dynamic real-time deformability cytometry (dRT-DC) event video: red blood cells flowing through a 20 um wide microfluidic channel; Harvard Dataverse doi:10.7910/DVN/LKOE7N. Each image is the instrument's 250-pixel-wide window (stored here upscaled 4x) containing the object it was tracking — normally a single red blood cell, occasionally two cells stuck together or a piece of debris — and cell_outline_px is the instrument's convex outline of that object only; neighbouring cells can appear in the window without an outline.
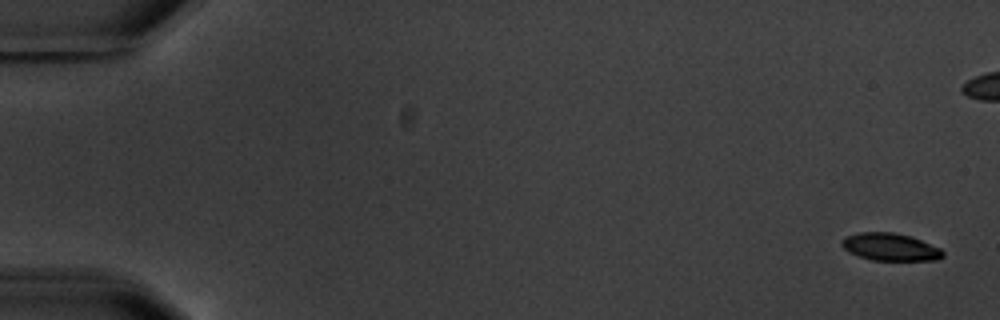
{"species": "common noctule bat (a hibernating species)", "species_latin": "Nyctalus noctula", "temperature_condition": "warm", "stored_images_in_passage": 16, "camera_frame_rate_fps": 3000, "um_per_image_px": 0.085, "animal": {"sex": "male", "body_mass_g": 20.1, "forearm_length_mm": 53.5}, "frame": {"image": 1, "passage_image": 1, "time_ms": 0.0, "image_size_px": [1000, 320], "cell_outline_px": [[944, 256], [936, 260], [872, 260], [848, 252], [840, 244], [840, 240], [844, 236], [856, 232], [896, 232], [912, 236], [940, 248], [944, 252]], "centroid_in_image_um": [75.64, 20.97], "position_along_channel_um": 9.4, "area_um2": 16.42}, "authors_computed_cell_mechanics": {"area_um2": 17.9758, "velocity_mm_per_s": 3.556, "shape_relaxation_time_tau1_ms": 1.505, "shape_relaxation_time_tau2_ms": 2.8351, "deformation_change_tau1": 0.1072, "deformation_change_tau2": 0.0542}}